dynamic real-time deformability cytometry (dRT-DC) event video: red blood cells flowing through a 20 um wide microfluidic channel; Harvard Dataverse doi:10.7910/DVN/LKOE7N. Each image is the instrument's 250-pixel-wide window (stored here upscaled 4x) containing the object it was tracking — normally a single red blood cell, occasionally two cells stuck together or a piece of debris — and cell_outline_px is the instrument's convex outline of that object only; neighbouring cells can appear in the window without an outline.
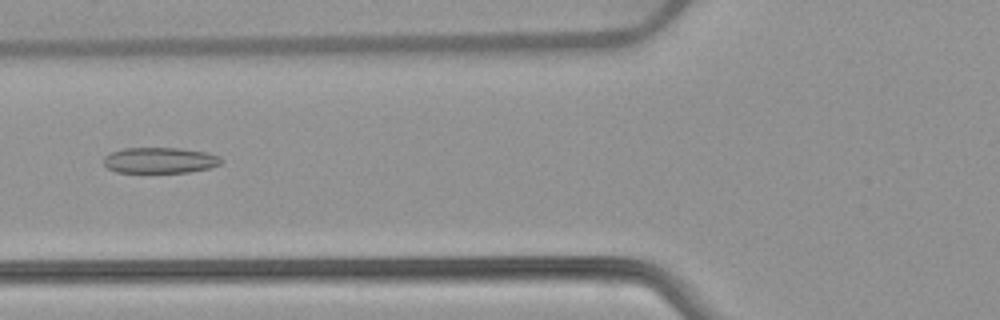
{"species": "common noctule bat (a hibernating species)", "species_latin": "Nyctalus noctula", "temperature_condition": "warm", "stored_images_in_passage": 53, "camera_frame_rate_fps": 3000, "um_per_image_px": 0.085, "animal": {"sex": "female", "body_mass_g": 22.7, "forearm_length_mm": 54.2}, "frame": {"image": 1, "passage_image": 21, "time_ms": 6.667, "image_size_px": [1000, 320], "cell_outline_px": [[224, 160], [220, 164], [208, 168], [188, 172], [116, 172], [108, 168], [104, 164], [104, 156], [112, 152], [124, 148], [176, 148], [208, 152], [220, 156]], "centroid_in_image_um": [13.61, 13.62], "position_along_channel_um": 112.2, "area_um2": 17.63}}
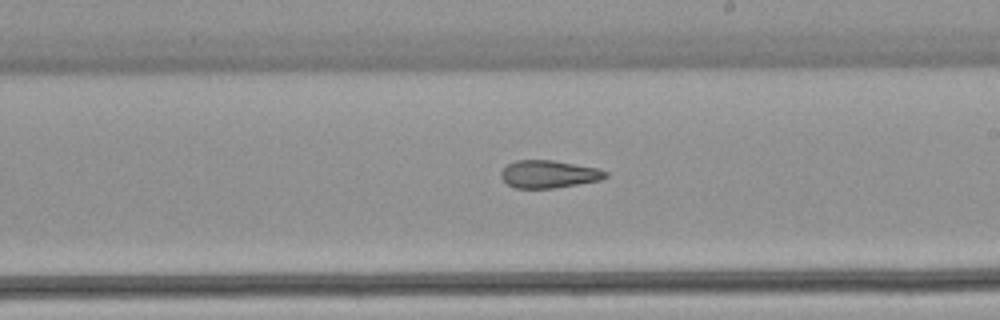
{"frame": {"image": 2, "passage_image": 31, "time_ms": 10.0, "image_size_px": [1000, 320], "cell_outline_px": [[608, 176], [600, 180], [556, 188], [516, 188], [508, 184], [500, 176], [500, 172], [508, 164], [516, 160], [552, 160], [600, 168], [608, 172]], "centroid_in_image_um": [46.67, 14.8], "position_along_channel_um": 242.3, "area_um2": 16.88}}
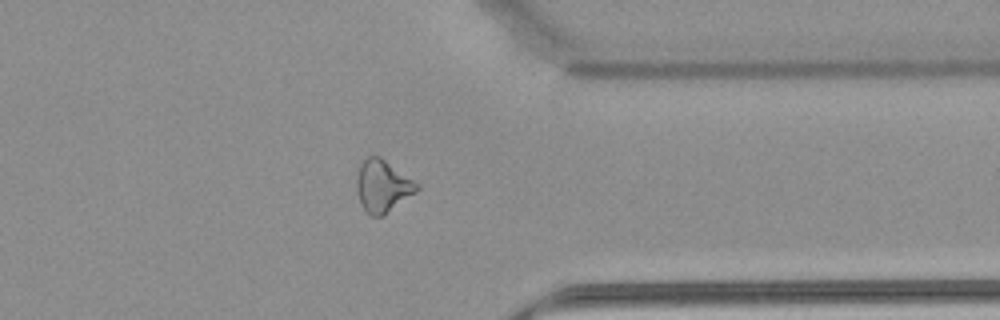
{"frame": {"image": 3, "passage_image": 42, "time_ms": 13.667, "image_size_px": [1000, 320], "cell_outline_px": [[420, 188], [416, 192], [384, 216], [372, 216], [360, 204], [356, 192], [356, 172], [360, 164], [368, 156], [380, 156], [420, 184]], "centroid_in_image_um": [32.51, 15.81], "position_along_channel_um": 378.9, "area_um2": 18.55}, "authors_computed_cell_mechanics": {"area_um2": 19.3052, "velocity_mm_per_s": 3.9149, "shape_relaxation_time_tau1_ms": null, "shape_relaxation_time_tau2_ms": 5.3436, "deformation_change_tau1": null, "deformation_change_tau2": 0.1509}}